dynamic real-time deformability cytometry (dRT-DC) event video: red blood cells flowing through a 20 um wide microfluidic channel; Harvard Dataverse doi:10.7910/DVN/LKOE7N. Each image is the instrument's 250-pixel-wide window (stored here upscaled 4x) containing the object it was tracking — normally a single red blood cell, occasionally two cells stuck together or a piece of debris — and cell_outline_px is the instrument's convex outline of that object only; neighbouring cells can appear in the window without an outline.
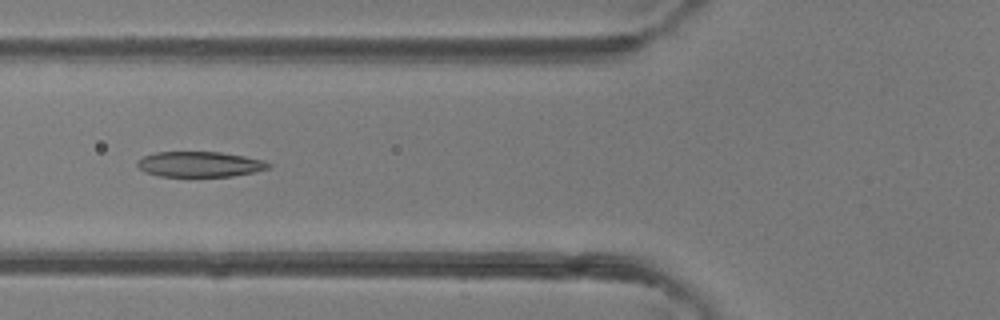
{"species": "common noctule bat (a hibernating species)", "species_latin": "Nyctalus noctula", "temperature_condition": "room temperature", "stored_images_in_passage": 5, "camera_frame_rate_fps": 3000, "um_per_image_px": 0.085, "animal": {"sex": "female"}, "frame": {"image": 1, "passage_image": 5, "time_ms": 4.333, "image_size_px": [1000, 320], "cell_outline_px": [[272, 168], [232, 176], [160, 176], [144, 172], [136, 164], [136, 160], [144, 156], [156, 152], [220, 152], [244, 156], [264, 160], [272, 164]], "centroid_in_image_um": [16.98, 13.96], "position_along_channel_um": 108.8, "area_um2": 19.42}}